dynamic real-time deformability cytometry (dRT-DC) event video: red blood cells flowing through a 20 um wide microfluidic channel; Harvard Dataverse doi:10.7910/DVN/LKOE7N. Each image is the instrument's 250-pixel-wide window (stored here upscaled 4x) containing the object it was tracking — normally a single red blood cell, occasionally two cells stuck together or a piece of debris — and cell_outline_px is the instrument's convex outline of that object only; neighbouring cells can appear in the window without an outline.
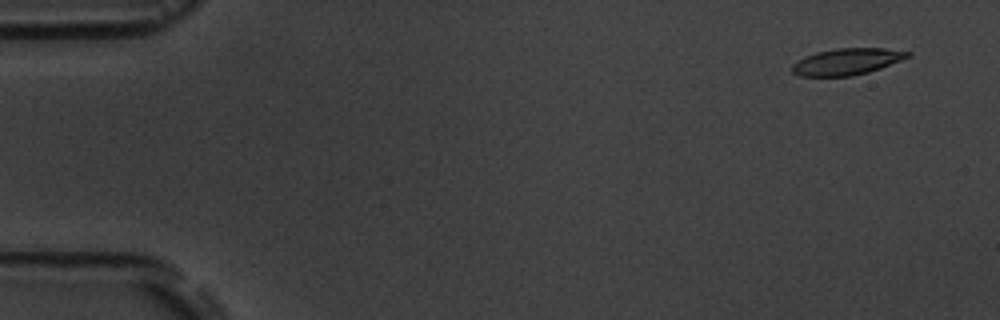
{"species": "common noctule bat (a hibernating species)", "species_latin": "Nyctalus noctula", "temperature_condition": "room temperature", "stored_images_in_passage": 6, "camera_frame_rate_fps": 3000, "um_per_image_px": 0.085, "animal": {"sex": "male", "body_mass_g": 19.5, "forearm_length_mm": 54.6}, "frame": {"image": 1, "passage_image": 1, "time_ms": 0.0, "image_size_px": [1000, 320], "cell_outline_px": [[912, 56], [880, 68], [868, 72], [852, 76], [800, 76], [792, 72], [792, 64], [816, 52], [836, 48], [884, 48], [912, 52]], "centroid_in_image_um": [72.03, 5.23], "position_along_channel_um": 13.0, "area_um2": 17.74}}
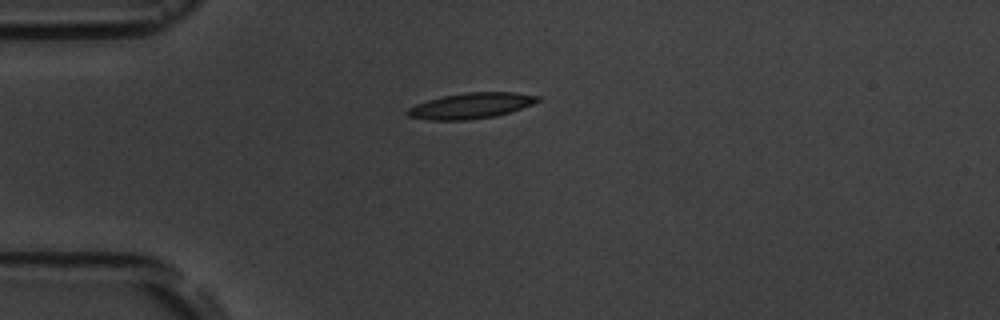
{"frame": {"image": 2, "passage_image": 4, "time_ms": 3.667, "image_size_px": [1000, 320], "cell_outline_px": [[540, 100], [532, 104], [496, 116], [468, 120], [428, 120], [408, 116], [404, 112], [408, 108], [416, 104], [428, 100], [444, 96], [468, 92], [516, 92], [540, 96]], "centroid_in_image_um": [40.01, 8.99], "position_along_channel_um": 45.0, "area_um2": 19.42}}
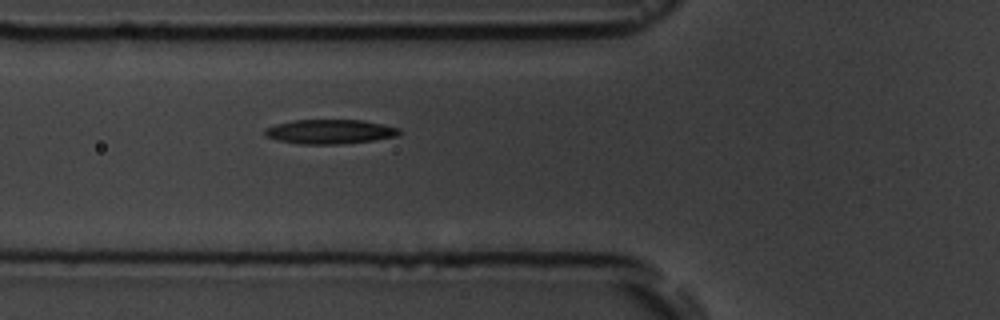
{"frame": {"image": 3, "passage_image": 6, "time_ms": 5.667, "image_size_px": [1000, 320], "cell_outline_px": [[400, 132], [396, 136], [372, 140], [340, 144], [300, 144], [276, 140], [264, 136], [264, 128], [276, 124], [292, 120], [364, 120], [384, 124], [400, 128]], "centroid_in_image_um": [28.0, 11.18], "position_along_channel_um": 97.8, "area_um2": 19.19}}